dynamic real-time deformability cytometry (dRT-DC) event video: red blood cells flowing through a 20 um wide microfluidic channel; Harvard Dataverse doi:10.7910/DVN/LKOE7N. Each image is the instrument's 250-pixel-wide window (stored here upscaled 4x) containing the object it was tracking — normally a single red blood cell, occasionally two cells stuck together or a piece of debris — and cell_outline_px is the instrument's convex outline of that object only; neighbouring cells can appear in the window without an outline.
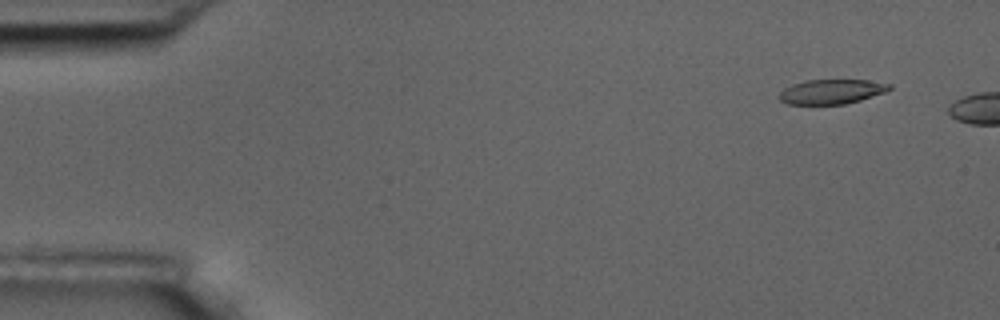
{"species": "common noctule bat (a hibernating species)", "species_latin": "Nyctalus noctula", "temperature_condition": "room temperature", "stored_images_in_passage": 3, "camera_frame_rate_fps": 3000, "um_per_image_px": 0.085, "animal": {"sex": "male", "body_mass_g": 17.5, "forearm_length_mm": 52.3}, "frame": {"image": 1, "passage_image": 2, "time_ms": 1.0, "image_size_px": [1000, 320], "cell_outline_px": [[892, 88], [884, 92], [860, 100], [844, 104], [788, 104], [780, 100], [776, 96], [784, 88], [792, 84], [804, 80], [868, 80], [892, 84]], "centroid_in_image_um": [70.65, 7.78], "position_along_channel_um": 14.4, "area_um2": 15.84}}